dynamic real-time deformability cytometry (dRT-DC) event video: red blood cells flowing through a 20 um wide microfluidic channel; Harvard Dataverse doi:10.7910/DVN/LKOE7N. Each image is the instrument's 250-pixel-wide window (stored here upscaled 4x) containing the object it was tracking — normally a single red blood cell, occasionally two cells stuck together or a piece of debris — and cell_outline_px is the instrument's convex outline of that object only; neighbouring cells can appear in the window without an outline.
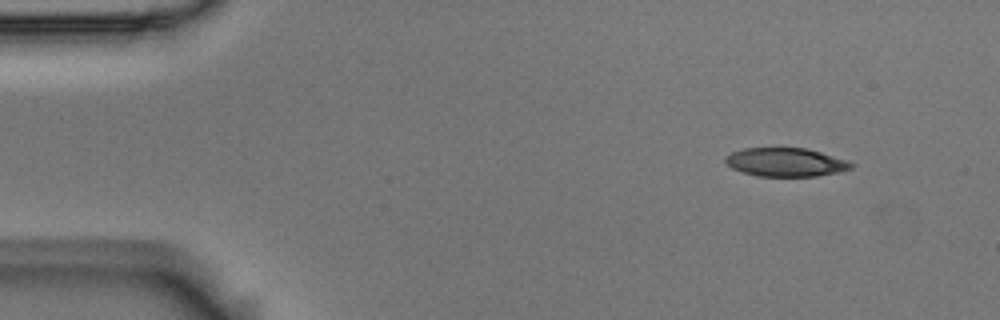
{"species": "Egyptian fruit bat (a non-hibernating species)", "species_latin": "Rousettus aegyptiacus", "temperature_condition": "room temperature", "stored_images_in_passage": 5, "camera_frame_rate_fps": 3000, "um_per_image_px": 0.085, "animal": {"sex": "male"}, "frame": {"image": 1, "passage_image": 1, "time_ms": 0.0, "image_size_px": [1000, 320], "cell_outline_px": [[856, 164], [852, 168], [840, 172], [816, 176], [756, 176], [732, 168], [724, 160], [724, 156], [732, 152], [744, 148], [808, 148], [848, 160]], "centroid_in_image_um": [66.82, 13.78], "position_along_channel_um": 18.2, "area_um2": 21.1}}
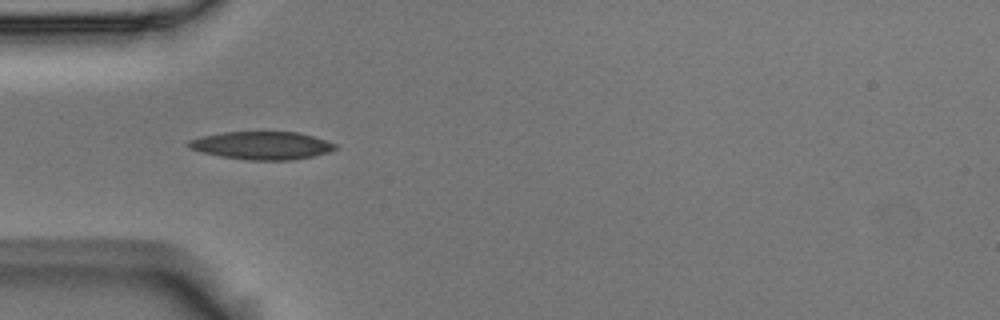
{"frame": {"image": 2, "passage_image": 4, "time_ms": 1.0, "image_size_px": [1000, 320], "cell_outline_px": [[336, 148], [332, 152], [292, 160], [248, 160], [220, 156], [188, 148], [184, 144], [188, 140], [204, 136], [224, 132], [300, 132], [336, 144]], "centroid_in_image_um": [22.25, 12.37], "position_along_channel_um": 62.7, "area_um2": 23.81}}
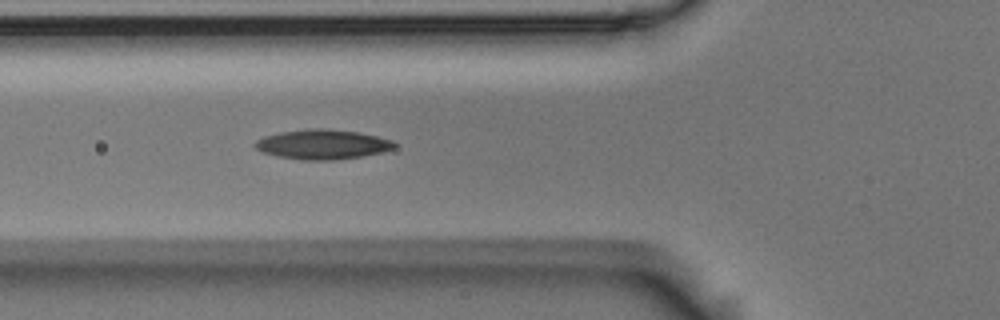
{"frame": {"image": 3, "passage_image": 5, "time_ms": 1.333, "image_size_px": [1000, 320], "cell_outline_px": [[396, 148], [384, 152], [360, 156], [332, 160], [304, 160], [280, 156], [264, 152], [256, 148], [252, 144], [256, 140], [264, 136], [280, 132], [308, 128], [328, 128], [360, 132], [392, 140], [396, 144]], "centroid_in_image_um": [27.43, 12.25], "position_along_channel_um": 98.4, "area_um2": 24.16}}